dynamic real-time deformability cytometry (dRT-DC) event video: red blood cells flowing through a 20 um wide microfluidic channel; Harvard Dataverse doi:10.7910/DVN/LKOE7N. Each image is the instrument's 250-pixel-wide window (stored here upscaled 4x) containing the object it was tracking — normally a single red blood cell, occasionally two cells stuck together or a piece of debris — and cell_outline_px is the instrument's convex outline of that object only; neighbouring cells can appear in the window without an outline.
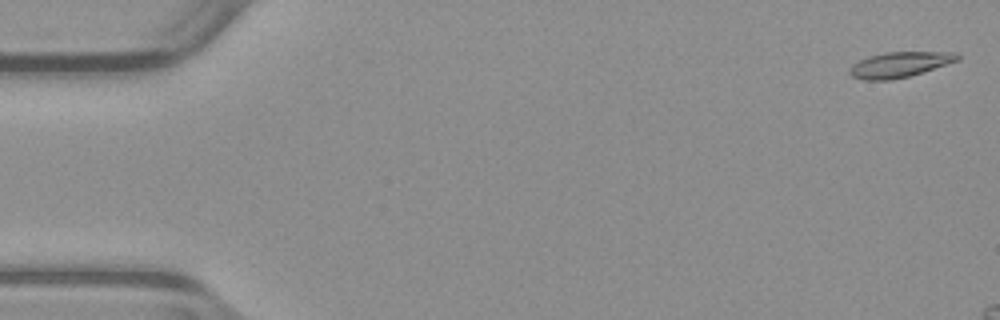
{"species": "common noctule bat (a hibernating species)", "species_latin": "Nyctalus noctula", "temperature_condition": "warm", "stored_images_in_passage": 9, "camera_frame_rate_fps": 3000, "um_per_image_px": 0.085, "animal": {"sex": "male", "body_mass_g": 23.1, "forearm_length_mm": 52.7}, "frame": {"image": 1, "passage_image": 2, "time_ms": 0.333, "image_size_px": [1000, 320], "cell_outline_px": [[960, 60], [908, 76], [892, 80], [864, 80], [852, 76], [848, 72], [848, 68], [852, 64], [868, 56], [884, 52], [956, 52], [960, 56]], "centroid_in_image_um": [76.44, 5.48], "position_along_channel_um": 8.6, "area_um2": 15.95}}